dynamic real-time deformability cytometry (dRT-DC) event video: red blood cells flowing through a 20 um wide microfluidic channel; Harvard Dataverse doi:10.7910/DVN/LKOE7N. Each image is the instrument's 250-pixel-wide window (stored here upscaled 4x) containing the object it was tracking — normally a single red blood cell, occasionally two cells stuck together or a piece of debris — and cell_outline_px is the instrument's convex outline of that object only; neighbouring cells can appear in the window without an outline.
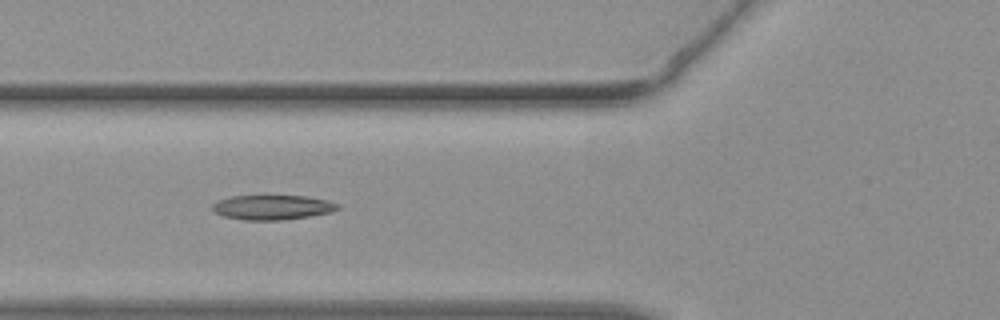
{"species": "common noctule bat (a hibernating species)", "species_latin": "Nyctalus noctula", "temperature_condition": "warm", "stored_images_in_passage": 33, "camera_frame_rate_fps": 3000, "um_per_image_px": 0.085, "animal": {"sex": "female", "body_mass_g": 19.3, "forearm_length_mm": 54.1}, "frame": {"image": 1, "passage_image": 5, "time_ms": 1.333, "image_size_px": [1000, 320], "cell_outline_px": [[340, 208], [332, 212], [284, 220], [244, 220], [224, 216], [212, 212], [212, 204], [220, 200], [232, 196], [308, 196], [328, 200], [340, 204]], "centroid_in_image_um": [23.18, 17.62], "position_along_channel_um": 102.6, "area_um2": 18.09}}
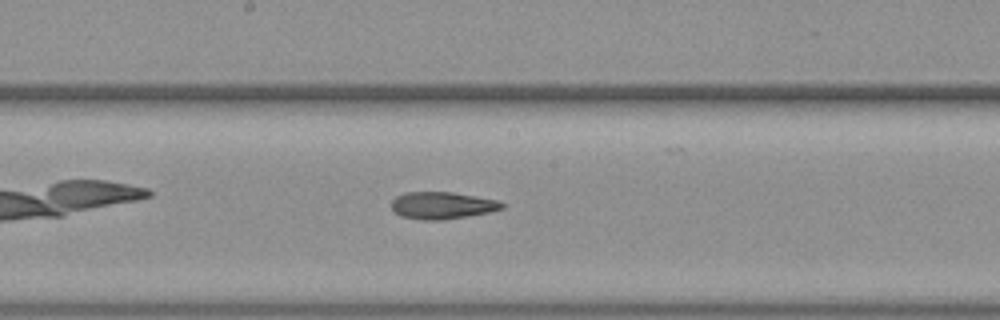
{"frame": {"image": 2, "passage_image": 12, "time_ms": 3.667, "image_size_px": [1000, 320], "cell_outline_px": [[504, 208], [488, 212], [468, 216], [444, 220], [424, 220], [400, 216], [392, 208], [392, 200], [396, 196], [404, 192], [452, 192], [476, 196], [496, 200], [504, 204]], "centroid_in_image_um": [37.57, 17.46], "position_along_channel_um": 210.6, "area_um2": 17.4}}
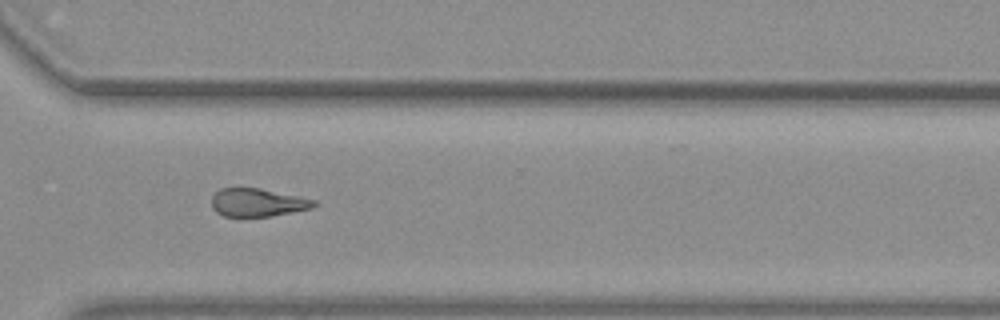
{"frame": {"image": 3, "passage_image": 21, "time_ms": 6.667, "image_size_px": [1000, 320], "cell_outline_px": [[316, 204], [312, 208], [272, 216], [240, 220], [224, 216], [216, 212], [212, 208], [212, 196], [220, 188], [260, 188], [316, 200]], "centroid_in_image_um": [21.84, 17.26], "position_along_channel_um": 348.8, "area_um2": 17.34}}